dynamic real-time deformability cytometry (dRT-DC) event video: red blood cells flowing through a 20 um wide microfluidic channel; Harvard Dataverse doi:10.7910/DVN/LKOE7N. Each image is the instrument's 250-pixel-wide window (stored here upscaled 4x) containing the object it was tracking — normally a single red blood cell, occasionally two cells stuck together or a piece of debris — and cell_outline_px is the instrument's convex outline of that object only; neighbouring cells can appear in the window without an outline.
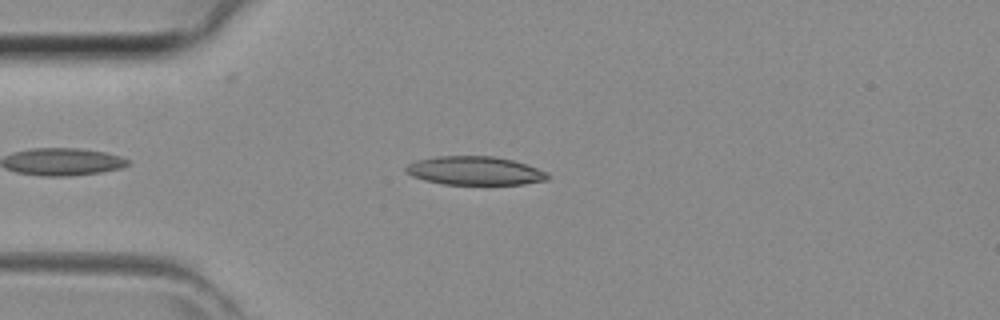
{"species": "common noctule bat (a hibernating species)", "species_latin": "Nyctalus noctula", "temperature_condition": "room temperature", "stored_images_in_passage": 35, "camera_frame_rate_fps": 3000, "um_per_image_px": 0.085, "animal": {"sex": "female", "body_mass_g": 29.2, "forearm_length_mm": 56.3}, "frame": {"image": 1, "passage_image": 5, "time_ms": 1.333, "image_size_px": [1000, 320], "cell_outline_px": [[552, 176], [548, 180], [524, 184], [440, 184], [424, 180], [412, 176], [404, 172], [404, 168], [408, 164], [416, 160], [436, 156], [492, 156], [512, 160], [548, 172]], "centroid_in_image_um": [40.34, 14.51], "position_along_channel_um": 44.7, "area_um2": 23.76}}
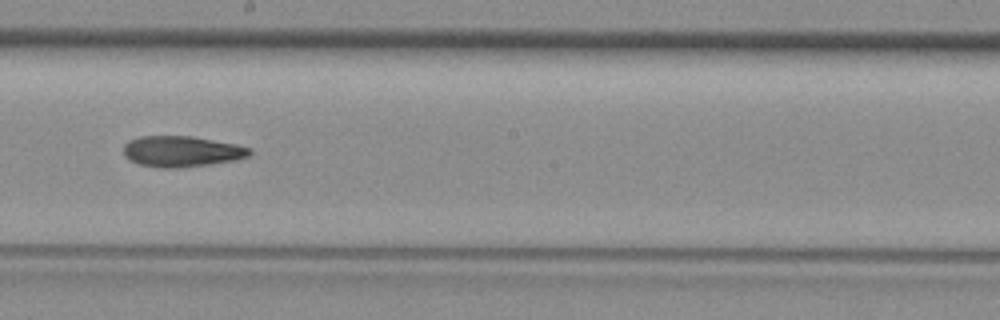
{"frame": {"image": 2, "passage_image": 18, "time_ms": 5.667, "image_size_px": [1000, 320], "cell_outline_px": [[252, 152], [248, 156], [236, 160], [212, 164], [180, 168], [160, 168], [140, 164], [128, 160], [124, 156], [124, 144], [128, 140], [140, 136], [192, 136], [236, 144], [252, 148]], "centroid_in_image_um": [15.44, 12.87], "position_along_channel_um": 232.8, "area_um2": 22.95}}
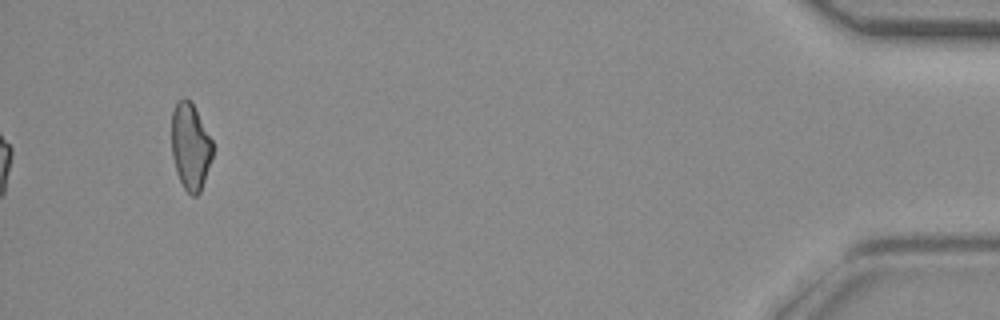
{"frame": {"image": 3, "passage_image": 35, "time_ms": 11.333, "image_size_px": [1000, 320], "cell_outline_px": [[212, 156], [200, 192], [196, 196], [192, 196], [184, 188], [176, 172], [172, 156], [172, 112], [176, 104], [184, 96], [192, 100], [212, 140]], "centroid_in_image_um": [16.18, 12.41], "position_along_channel_um": 419.0, "area_um2": 20.69}}